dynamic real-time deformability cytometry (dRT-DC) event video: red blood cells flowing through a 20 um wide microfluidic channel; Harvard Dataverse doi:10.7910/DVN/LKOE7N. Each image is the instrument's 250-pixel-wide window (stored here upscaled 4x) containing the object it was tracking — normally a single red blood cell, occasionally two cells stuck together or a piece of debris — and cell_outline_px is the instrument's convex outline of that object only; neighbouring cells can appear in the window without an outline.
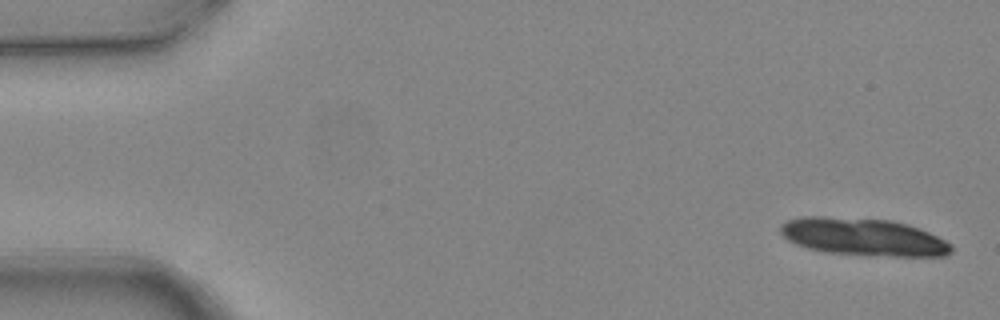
{"species": "common noctule bat (a hibernating species)", "species_latin": "Nyctalus noctula", "temperature_condition": "warm", "stored_images_in_passage": 6, "camera_frame_rate_fps": 3000, "um_per_image_px": 0.085, "animal": {"sex": "female", "body_mass_g": 24.6, "forearm_length_mm": 56.2}, "frame": {"image": 1, "passage_image": 1, "time_ms": 0.0, "image_size_px": [1000, 320], "cell_outline_px": [[952, 252], [944, 256], [892, 256], [824, 252], [808, 248], [796, 244], [788, 240], [780, 232], [780, 224], [788, 220], [804, 216], [824, 216], [892, 220], [908, 224], [920, 228], [952, 244]], "centroid_in_image_um": [73.38, 20.13], "position_along_channel_um": 11.6, "area_um2": 37.34}}
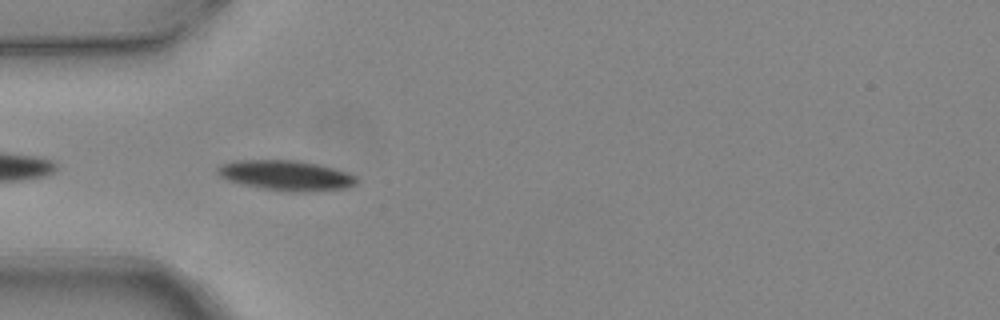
{"frame": {"image": 2, "passage_image": 5, "time_ms": 1.333, "image_size_px": [1000, 320], "cell_outline_px": [[356, 184], [348, 188], [308, 192], [292, 192], [260, 188], [228, 180], [220, 176], [216, 172], [216, 168], [220, 164], [236, 160], [300, 160], [348, 172], [356, 176]], "centroid_in_image_um": [24.31, 14.91], "position_along_channel_um": 60.7, "area_um2": 24.51}}
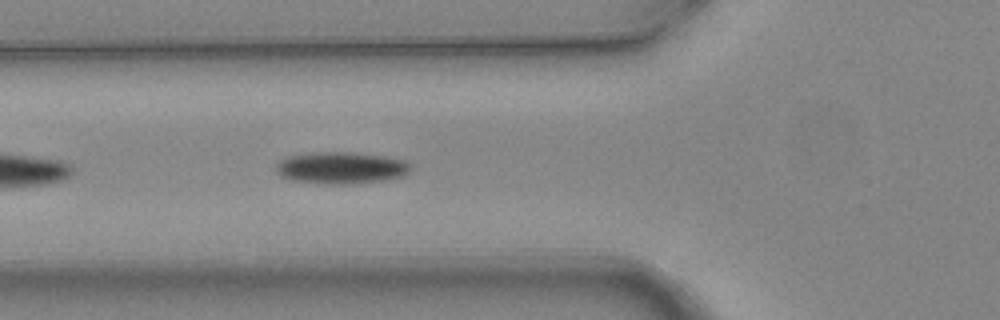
{"frame": {"image": 3, "passage_image": 6, "time_ms": 1.667, "image_size_px": [1000, 320], "cell_outline_px": [[412, 168], [404, 176], [388, 180], [352, 184], [324, 184], [292, 180], [280, 176], [276, 172], [276, 164], [280, 160], [288, 156], [312, 152], [352, 152], [384, 156], [404, 160], [412, 164]], "centroid_in_image_um": [29.01, 14.27], "position_along_channel_um": 96.8, "area_um2": 25.37}}